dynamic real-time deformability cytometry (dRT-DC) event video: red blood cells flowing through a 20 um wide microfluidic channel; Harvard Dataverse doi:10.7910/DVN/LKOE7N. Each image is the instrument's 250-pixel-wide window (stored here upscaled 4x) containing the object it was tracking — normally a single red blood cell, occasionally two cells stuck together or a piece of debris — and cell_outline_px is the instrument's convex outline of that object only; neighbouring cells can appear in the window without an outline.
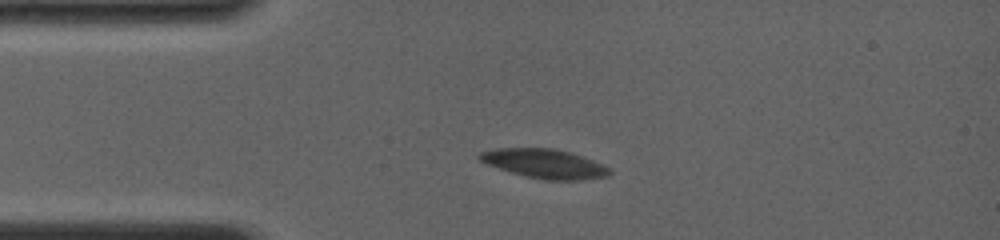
{"species": "common noctule bat (a hibernating species)", "species_latin": "Nyctalus noctula", "temperature_condition": "room temperature", "stored_images_in_passage": 34, "camera_frame_rate_fps": 4000, "um_per_image_px": 0.085, "animal": {"sex": "female", "body_mass_g": 19.0, "forearm_length_mm": 56.7}, "frame": {"image": 1, "passage_image": 1, "time_ms": 0.0, "image_size_px": [1000, 240], "cell_outline_px": [[612, 172], [608, 176], [580, 180], [544, 180], [524, 176], [488, 164], [480, 160], [476, 156], [480, 152], [496, 148], [552, 148], [572, 152], [604, 164]], "centroid_in_image_um": [46.31, 13.9], "position_along_channel_um": 38.7, "area_um2": 22.14}}
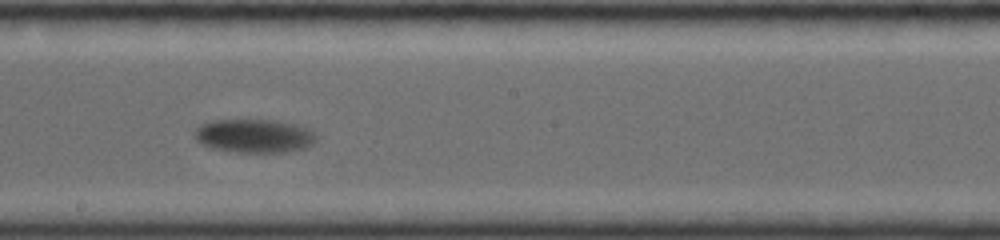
{"frame": {"image": 2, "passage_image": 19, "time_ms": 5.75, "image_size_px": [1000, 240], "cell_outline_px": [[316, 140], [312, 144], [304, 148], [284, 152], [236, 152], [216, 148], [204, 144], [196, 140], [192, 136], [196, 128], [200, 124], [212, 120], [272, 120], [296, 124], [308, 128], [316, 136]], "centroid_in_image_um": [21.59, 11.54], "position_along_channel_um": 226.6, "area_um2": 23.7}}
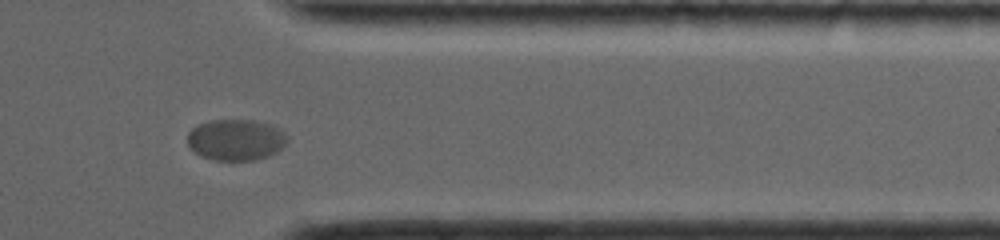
{"frame": {"image": 3, "passage_image": 32, "time_ms": 10.25, "image_size_px": [1000, 240], "cell_outline_px": [[288, 140], [276, 152], [268, 156], [256, 160], [212, 160], [200, 156], [188, 148], [188, 132], [196, 124], [212, 120], [252, 120], [272, 124], [280, 128], [288, 136]], "centroid_in_image_um": [20.03, 11.88], "position_along_channel_um": 391.4, "area_um2": 24.28}, "authors_computed_cell_mechanics": {"area_um2": 23.0333, "velocity_mm_per_s": 3.6608, "shape_relaxation_time_tau1_ms": 2.0827, "shape_relaxation_time_tau2_ms": null, "deformation_change_tau1": 0.0956, "deformation_change_tau2": null}}